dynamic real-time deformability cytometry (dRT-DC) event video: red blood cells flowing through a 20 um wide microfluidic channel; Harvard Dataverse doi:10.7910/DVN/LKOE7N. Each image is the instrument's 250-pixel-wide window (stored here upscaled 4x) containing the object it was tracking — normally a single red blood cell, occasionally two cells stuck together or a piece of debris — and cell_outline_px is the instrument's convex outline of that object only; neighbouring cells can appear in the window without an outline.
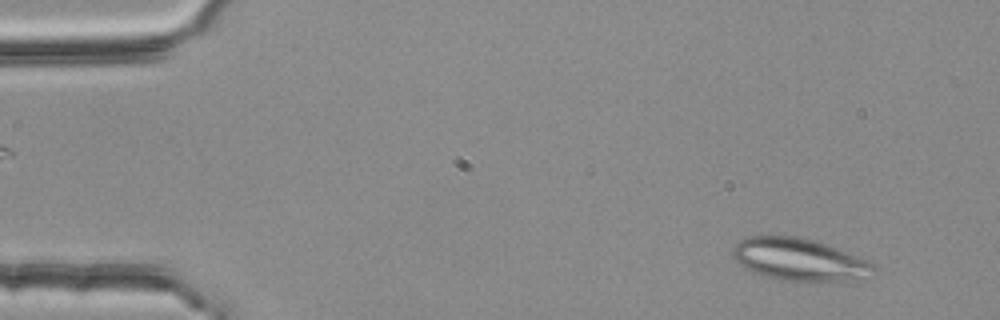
{"species": "common noctule bat (a hibernating species)", "species_latin": "Nyctalus noctula", "temperature_condition": "room temperature", "stored_images_in_passage": 4, "camera_frame_rate_fps": 3000, "um_per_image_px": 0.085, "animal": {"sex": "female", "body_mass_g": 25.1}, "frame": {"image": 1, "passage_image": 4, "time_ms": 1.0, "image_size_px": [1000, 320], "cell_outline_px": [[876, 268], [848, 280], [784, 280], [764, 276], [752, 272], [740, 264], [732, 256], [732, 248], [740, 240], [748, 236], [796, 236], [812, 240], [836, 248], [868, 260]], "centroid_in_image_um": [67.8, 22.03], "position_along_channel_um": 17.2, "area_um2": 33.58}}